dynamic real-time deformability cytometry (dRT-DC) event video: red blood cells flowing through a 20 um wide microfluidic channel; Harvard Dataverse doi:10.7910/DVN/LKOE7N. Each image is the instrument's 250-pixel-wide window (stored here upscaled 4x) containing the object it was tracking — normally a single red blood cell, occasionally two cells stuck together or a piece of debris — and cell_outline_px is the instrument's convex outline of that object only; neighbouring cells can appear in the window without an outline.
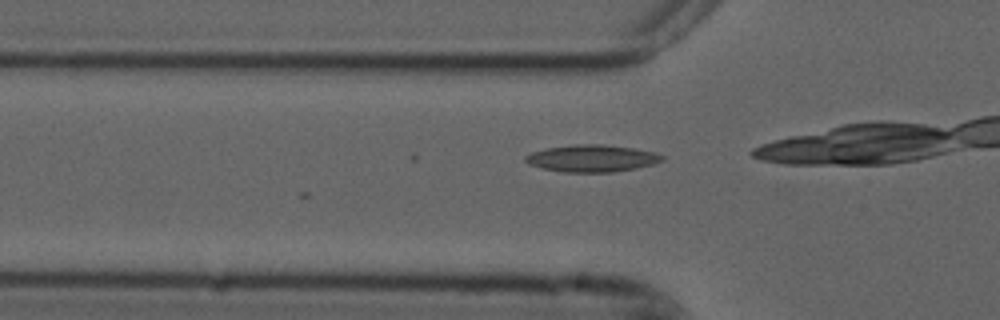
{"species": "common noctule bat (a hibernating species)", "species_latin": "Nyctalus noctula", "temperature_condition": "cold", "stored_images_in_passage": 7, "camera_frame_rate_fps": 3000, "um_per_image_px": 0.085, "animal": {"sex": "male", "forearm_length_mm": 52.5}, "frame": {"image": 1, "passage_image": 2, "time_ms": 0.333, "image_size_px": [1000, 320], "cell_outline_px": [[664, 160], [652, 164], [636, 168], [612, 172], [564, 172], [544, 168], [528, 164], [524, 160], [524, 156], [532, 152], [548, 148], [572, 144], [600, 144], [632, 148], [656, 152], [664, 156]], "centroid_in_image_um": [50.31, 13.45], "position_along_channel_um": 75.5, "area_um2": 21.44}}
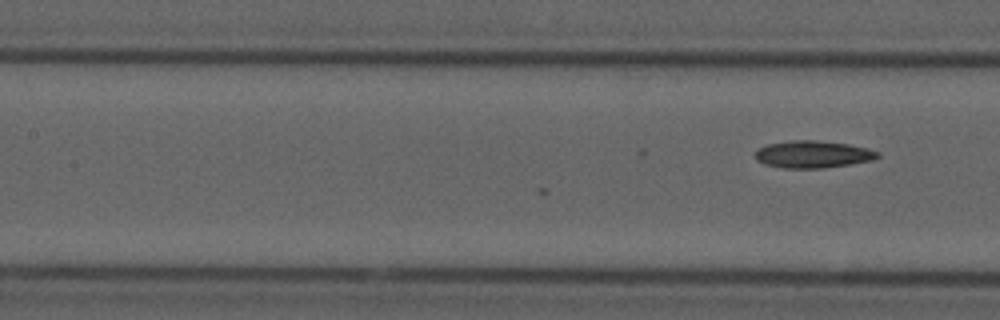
{"frame": {"image": 2, "passage_image": 7, "time_ms": 2.0, "image_size_px": [1000, 320], "cell_outline_px": [[880, 156], [872, 160], [824, 168], [784, 168], [764, 164], [756, 160], [756, 152], [760, 148], [768, 144], [792, 140], [816, 140], [848, 144], [880, 152]], "centroid_in_image_um": [69.08, 13.12], "position_along_channel_um": 138.3, "area_um2": 19.19}}